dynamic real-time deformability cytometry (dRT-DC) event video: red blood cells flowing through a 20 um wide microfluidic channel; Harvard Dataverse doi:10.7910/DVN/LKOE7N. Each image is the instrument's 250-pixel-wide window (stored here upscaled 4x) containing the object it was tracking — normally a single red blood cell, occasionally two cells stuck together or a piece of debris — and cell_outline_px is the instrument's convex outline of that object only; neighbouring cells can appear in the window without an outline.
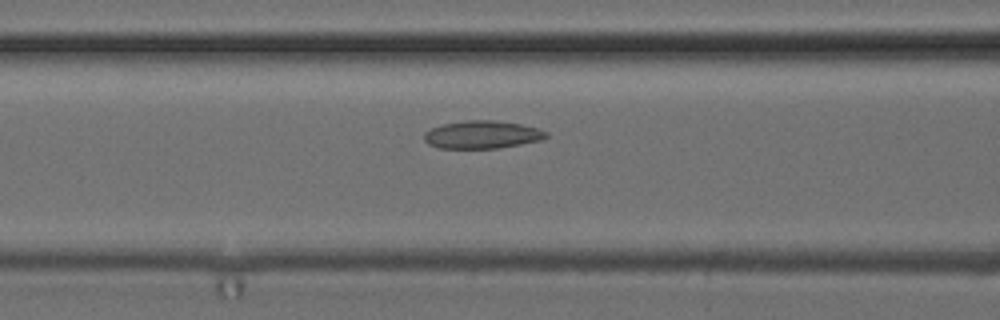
{"species": "common noctule bat (a hibernating species)", "species_latin": "Nyctalus noctula", "temperature_condition": "cold", "stored_images_in_passage": 53, "camera_frame_rate_fps": 3000, "um_per_image_px": 0.085, "animal": {"sex": "female", "body_mass_g": 24.6, "forearm_length_mm": 56.2}, "frame": {"image": 1, "passage_image": 22, "time_ms": 7.0, "image_size_px": [1000, 320], "cell_outline_px": [[548, 136], [540, 140], [520, 144], [496, 148], [440, 148], [428, 144], [424, 140], [424, 132], [432, 128], [444, 124], [468, 120], [496, 120], [520, 124], [536, 128], [548, 132]], "centroid_in_image_um": [40.97, 11.44], "position_along_channel_um": 125.6, "area_um2": 19.59}}
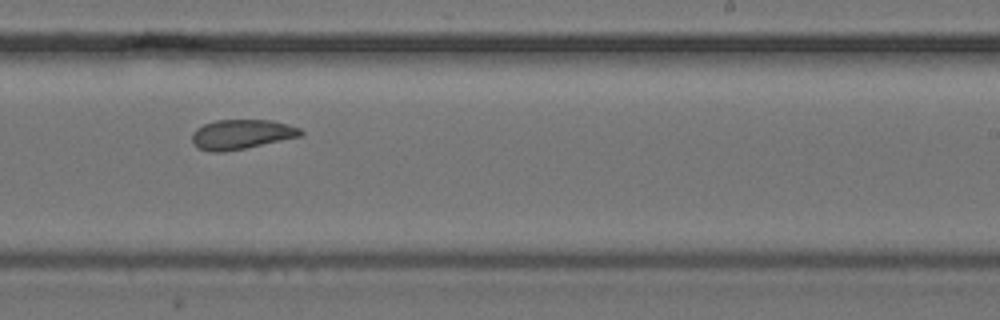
{"frame": {"image": 2, "passage_image": 33, "time_ms": 10.667, "image_size_px": [1000, 320], "cell_outline_px": [[304, 132], [300, 136], [244, 148], [224, 152], [212, 152], [196, 148], [192, 144], [192, 132], [196, 128], [204, 124], [216, 120], [272, 120], [288, 124], [300, 128]], "centroid_in_image_um": [20.48, 11.41], "position_along_channel_um": 268.5, "area_um2": 18.79}}
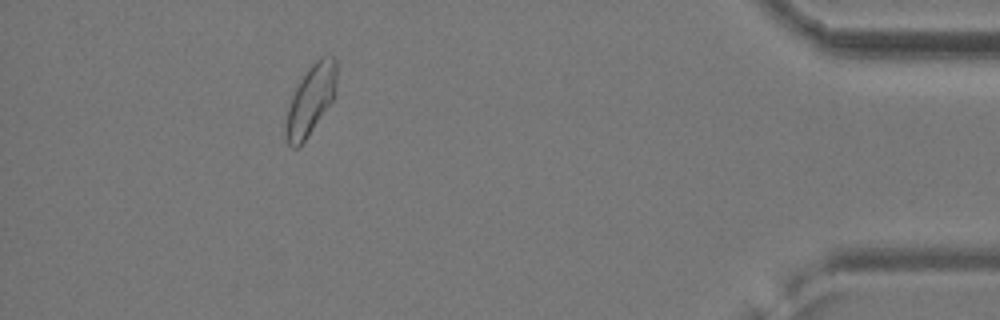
{"frame": {"image": 3, "passage_image": 48, "time_ms": 15.667, "image_size_px": [1000, 320], "cell_outline_px": [[336, 80], [332, 100], [308, 136], [296, 148], [292, 148], [288, 144], [284, 136], [284, 128], [288, 108], [292, 96], [300, 80], [308, 68], [320, 56], [332, 56], [336, 60]], "centroid_in_image_um": [26.37, 8.5], "position_along_channel_um": 408.8, "area_um2": 20.29}}